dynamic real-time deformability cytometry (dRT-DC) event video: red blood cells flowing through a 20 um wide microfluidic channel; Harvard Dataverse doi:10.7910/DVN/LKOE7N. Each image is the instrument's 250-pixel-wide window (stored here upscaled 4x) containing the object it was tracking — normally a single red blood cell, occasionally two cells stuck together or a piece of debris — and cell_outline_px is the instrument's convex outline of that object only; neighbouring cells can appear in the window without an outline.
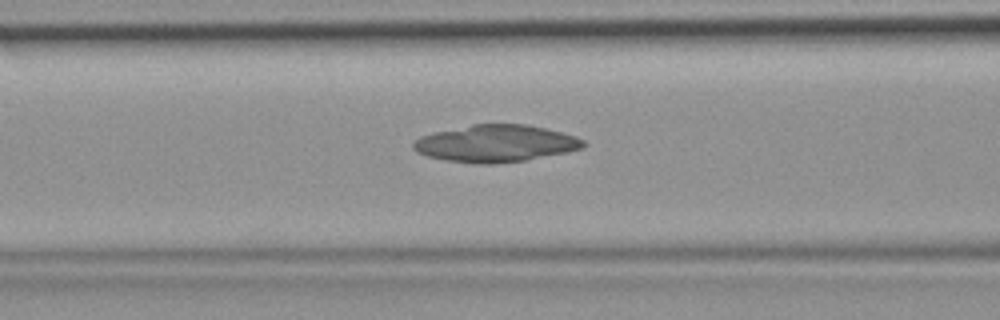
{"species": "common noctule bat (a hibernating species)", "species_latin": "Nyctalus noctula", "temperature_condition": "room temperature", "stored_images_in_passage": 34, "camera_frame_rate_fps": 3000, "um_per_image_px": 0.085, "animal": {"sex": "female", "body_mass_g": 19.9}, "frame": {"image": 1, "passage_image": 7, "time_ms": 2.0, "image_size_px": [1000, 320], "cell_outline_px": [[588, 144], [580, 148], [568, 152], [524, 160], [496, 164], [476, 164], [448, 160], [428, 156], [416, 152], [412, 148], [412, 144], [420, 136], [432, 132], [472, 124], [528, 124], [576, 136], [584, 140]], "centroid_in_image_um": [42.12, 12.19], "position_along_channel_um": 124.5, "area_um2": 36.76}}
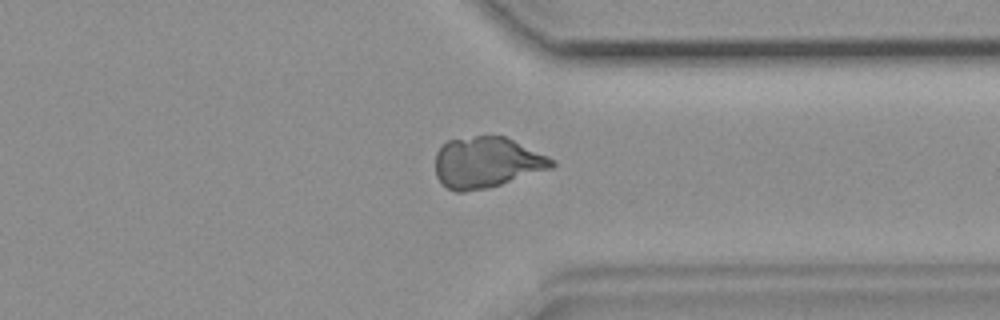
{"frame": {"image": 2, "passage_image": 24, "time_ms": 7.667, "image_size_px": [1000, 320], "cell_outline_px": [[556, 164], [552, 168], [488, 188], [464, 192], [456, 192], [448, 188], [436, 176], [436, 152], [448, 140], [476, 136], [504, 136], [548, 156], [556, 160]], "centroid_in_image_um": [41.38, 13.81], "position_along_channel_um": 370.0, "area_um2": 34.28}}
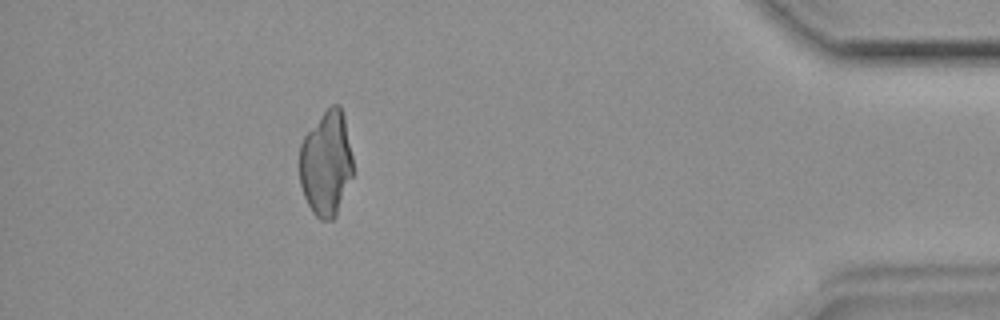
{"frame": {"image": 3, "passage_image": 30, "time_ms": 9.667, "image_size_px": [1000, 320], "cell_outline_px": [[352, 176], [336, 216], [332, 220], [320, 220], [312, 212], [304, 196], [300, 184], [300, 144], [304, 136], [324, 112], [332, 104], [340, 104], [344, 116], [352, 156]], "centroid_in_image_um": [27.72, 13.91], "position_along_channel_um": 407.5, "area_um2": 32.54}}